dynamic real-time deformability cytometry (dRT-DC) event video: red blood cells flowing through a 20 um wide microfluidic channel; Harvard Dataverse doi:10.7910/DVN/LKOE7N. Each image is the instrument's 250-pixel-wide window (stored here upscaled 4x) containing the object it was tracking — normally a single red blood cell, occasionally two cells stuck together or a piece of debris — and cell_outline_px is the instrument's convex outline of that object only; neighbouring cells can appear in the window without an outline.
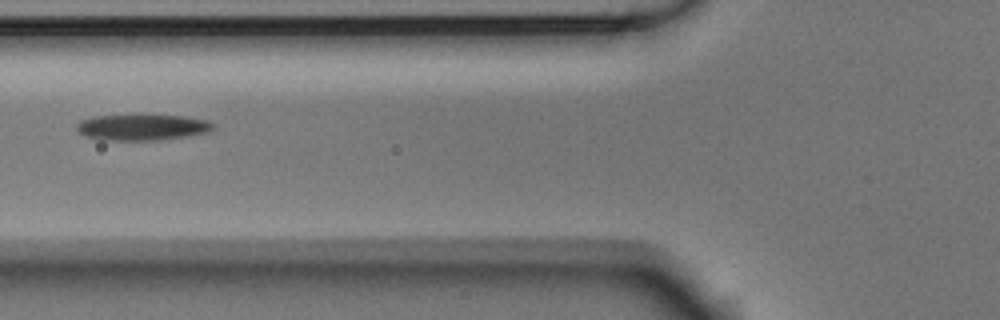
{"species": "Egyptian fruit bat (a non-hibernating species)", "species_latin": "Rousettus aegyptiacus", "temperature_condition": "room temperature", "stored_images_in_passage": 9, "camera_frame_rate_fps": 3000, "um_per_image_px": 0.085, "animal": {"sex": "male"}, "frame": {"image": 1, "passage_image": 6, "time_ms": 1.667, "image_size_px": [1000, 320], "cell_outline_px": [[216, 128], [208, 132], [184, 136], [156, 140], [104, 140], [84, 136], [76, 128], [76, 124], [80, 120], [92, 116], [184, 116], [208, 120], [216, 124]], "centroid_in_image_um": [12.1, 10.82], "position_along_channel_um": 113.7, "area_um2": 20.46}}
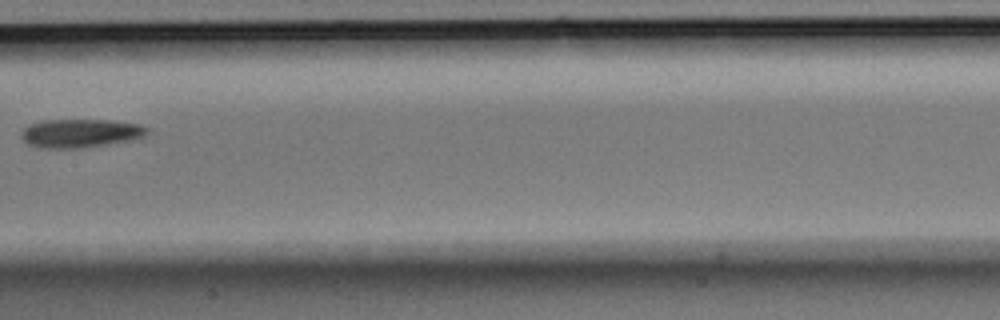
{"frame": {"image": 2, "passage_image": 8, "time_ms": 2.333, "image_size_px": [1000, 320], "cell_outline_px": [[148, 132], [144, 136], [132, 140], [80, 148], [40, 148], [28, 144], [20, 136], [20, 132], [28, 124], [44, 120], [116, 120], [140, 124], [148, 128]], "centroid_in_image_um": [6.82, 11.31], "position_along_channel_um": 200.6, "area_um2": 21.1}}
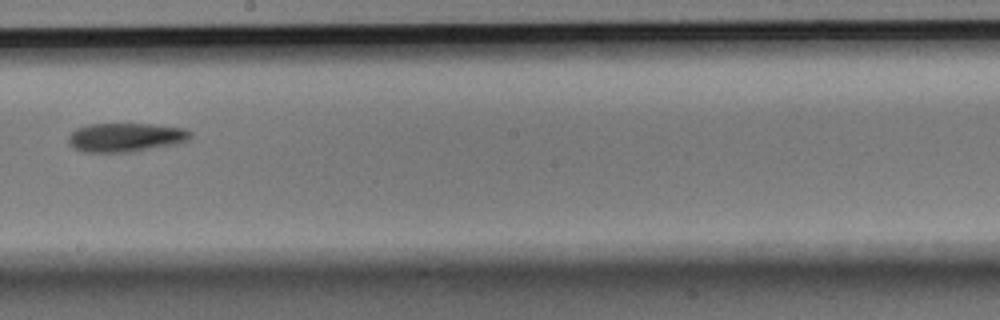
{"frame": {"image": 3, "passage_image": 9, "time_ms": 2.667, "image_size_px": [1000, 320], "cell_outline_px": [[192, 136], [188, 140], [180, 144], [128, 152], [84, 152], [72, 148], [68, 144], [68, 136], [76, 128], [88, 124], [152, 124], [184, 128], [192, 132]], "centroid_in_image_um": [10.68, 11.68], "position_along_channel_um": 237.5, "area_um2": 20.81}}